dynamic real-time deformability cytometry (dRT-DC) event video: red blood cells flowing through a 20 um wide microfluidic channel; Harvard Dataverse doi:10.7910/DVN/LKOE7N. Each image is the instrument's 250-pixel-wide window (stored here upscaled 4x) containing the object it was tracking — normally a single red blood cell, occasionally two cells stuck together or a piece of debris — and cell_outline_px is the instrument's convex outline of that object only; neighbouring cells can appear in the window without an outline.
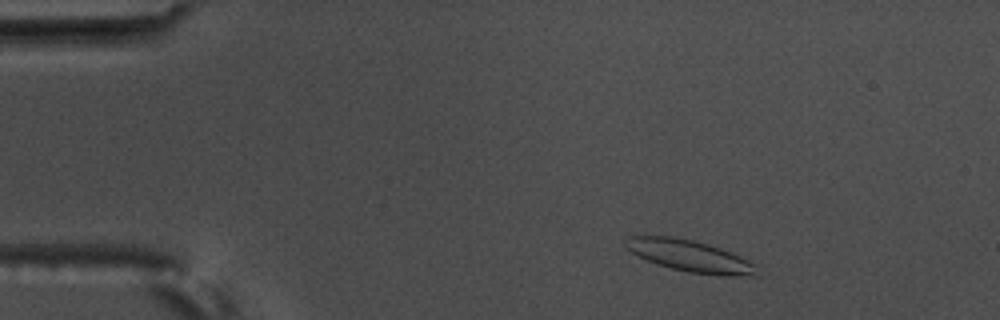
{"species": "common noctule bat (a hibernating species)", "species_latin": "Nyctalus noctula", "temperature_condition": "warm", "stored_images_in_passage": 4, "camera_frame_rate_fps": 3000, "um_per_image_px": 0.085, "animal": {"sex": "male", "body_mass_g": 17.5, "forearm_length_mm": 52.3}, "frame": {"image": 1, "passage_image": 2, "time_ms": 0.333, "image_size_px": [1000, 320], "cell_outline_px": [[756, 276], [724, 276], [688, 272], [672, 268], [648, 260], [624, 248], [624, 240], [628, 236], [672, 236], [692, 240], [708, 244], [732, 252], [756, 264]], "centroid_in_image_um": [58.65, 21.75], "position_along_channel_um": 26.4, "area_um2": 24.1}}